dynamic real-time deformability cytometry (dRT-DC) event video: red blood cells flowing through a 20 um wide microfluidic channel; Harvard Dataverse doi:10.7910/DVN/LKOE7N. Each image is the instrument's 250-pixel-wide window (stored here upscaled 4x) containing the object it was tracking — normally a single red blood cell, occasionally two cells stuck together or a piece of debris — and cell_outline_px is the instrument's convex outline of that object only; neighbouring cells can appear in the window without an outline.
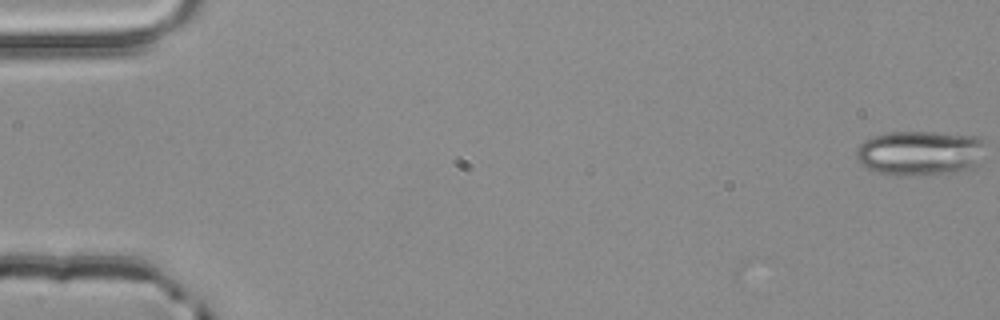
{"species": "common noctule bat (a hibernating species)", "species_latin": "Nyctalus noctula", "temperature_condition": "room temperature", "stored_images_in_passage": 5, "camera_frame_rate_fps": 3000, "um_per_image_px": 0.085, "animal": {"sex": "male", "body_mass_g": 20.4}, "frame": {"image": 1, "passage_image": 1, "time_ms": 0.0, "image_size_px": [1000, 320], "cell_outline_px": [[984, 144], [976, 164], [972, 168], [956, 172], [924, 176], [900, 176], [876, 172], [860, 164], [856, 160], [856, 148], [864, 140], [872, 136], [888, 132], [932, 132], [984, 136]], "centroid_in_image_um": [78.17, 13.01], "position_along_channel_um": 6.8, "area_um2": 34.28}}